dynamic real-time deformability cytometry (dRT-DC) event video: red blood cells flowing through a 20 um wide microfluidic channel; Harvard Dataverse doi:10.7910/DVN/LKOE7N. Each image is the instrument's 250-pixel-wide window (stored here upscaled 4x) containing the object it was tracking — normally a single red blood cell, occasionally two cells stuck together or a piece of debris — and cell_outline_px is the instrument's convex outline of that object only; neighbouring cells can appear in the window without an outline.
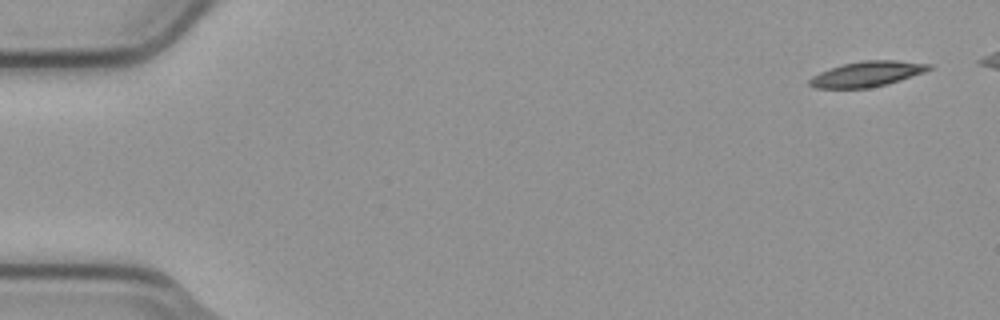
{"species": "common noctule bat (a hibernating species)", "species_latin": "Nyctalus noctula", "temperature_condition": "cold", "stored_images_in_passage": 3, "camera_frame_rate_fps": 3000, "um_per_image_px": 0.085, "animal": {"sex": "male", "body_mass_g": 23.1, "forearm_length_mm": 52.7}, "frame": {"image": 1, "passage_image": 1, "time_ms": 0.0, "image_size_px": [1000, 320], "cell_outline_px": [[932, 68], [924, 72], [888, 84], [868, 88], [816, 88], [808, 84], [808, 80], [812, 76], [820, 72], [844, 64], [864, 60], [896, 60], [932, 64]], "centroid_in_image_um": [73.71, 6.29], "position_along_channel_um": 11.3, "area_um2": 17.51}}